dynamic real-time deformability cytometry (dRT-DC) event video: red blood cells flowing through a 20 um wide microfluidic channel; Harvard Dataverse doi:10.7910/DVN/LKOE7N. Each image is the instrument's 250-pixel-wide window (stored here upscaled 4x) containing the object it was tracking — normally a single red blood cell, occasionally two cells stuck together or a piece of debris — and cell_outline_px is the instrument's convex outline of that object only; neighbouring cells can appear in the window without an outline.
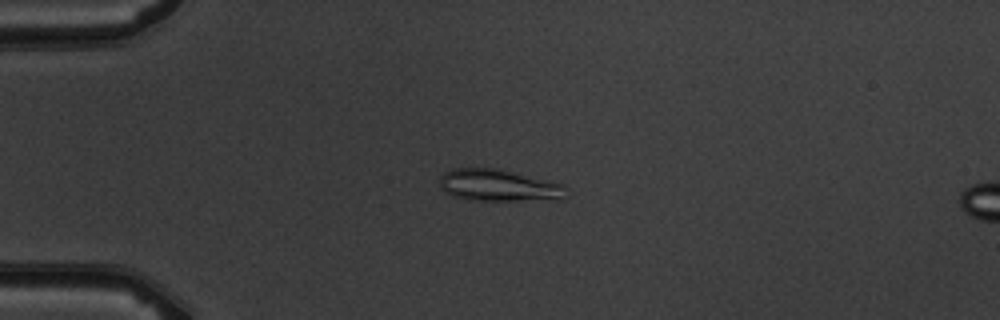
{"species": "common noctule bat (a hibernating species)", "species_latin": "Nyctalus noctula", "temperature_condition": "warm", "stored_images_in_passage": 6, "segment_of_instrument_passage": [1, 2], "camera_frame_rate_fps": 3000, "um_per_image_px": 0.085, "animal": {"sex": "male", "body_mass_g": 19.5, "forearm_length_mm": 54.6}, "frame": {"image": 1, "passage_image": 4, "time_ms": 4.333, "image_size_px": [1000, 320], "cell_outline_px": [[568, 196], [560, 200], [468, 200], [452, 196], [440, 188], [440, 176], [444, 172], [452, 168], [500, 168], [564, 184], [568, 188]], "centroid_in_image_um": [42.44, 15.76], "position_along_channel_um": 42.6, "area_um2": 24.04}}